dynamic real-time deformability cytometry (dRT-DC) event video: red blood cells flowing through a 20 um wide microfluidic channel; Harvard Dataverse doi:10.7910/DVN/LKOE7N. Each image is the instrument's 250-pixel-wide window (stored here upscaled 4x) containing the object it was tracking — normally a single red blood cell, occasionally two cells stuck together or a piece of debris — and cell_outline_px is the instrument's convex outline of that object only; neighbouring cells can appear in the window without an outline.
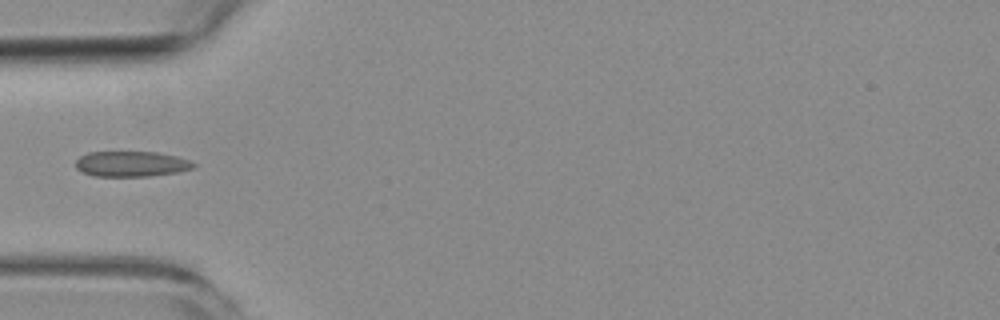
{"species": "common noctule bat (a hibernating species)", "species_latin": "Nyctalus noctula", "temperature_condition": "room temperature", "stored_images_in_passage": 7, "camera_frame_rate_fps": 3000, "um_per_image_px": 0.085, "animal": {"sex": "female", "body_mass_g": 19.3, "forearm_length_mm": 54.1}, "frame": {"image": 1, "passage_image": 3, "time_ms": 5.333, "image_size_px": [1000, 320], "cell_outline_px": [[196, 168], [176, 172], [148, 176], [92, 176], [76, 168], [76, 160], [80, 156], [88, 152], [156, 152], [176, 156], [188, 160], [196, 164]], "centroid_in_image_um": [11.16, 13.93], "position_along_channel_um": 73.8, "area_um2": 17.4}}
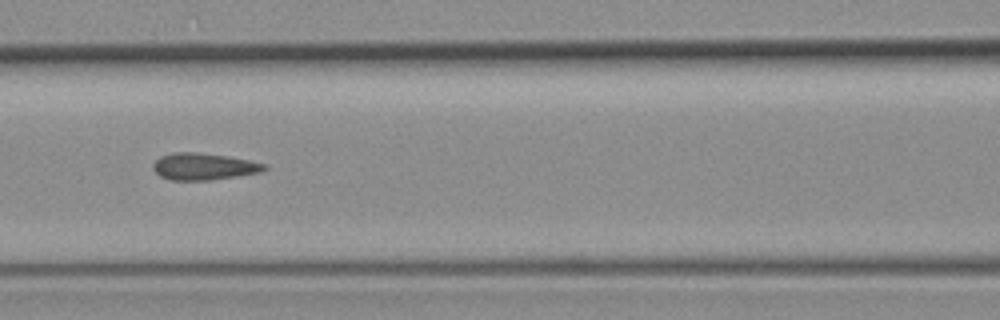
{"frame": {"image": 2, "passage_image": 5, "time_ms": 7.333, "image_size_px": [1000, 320], "cell_outline_px": [[268, 168], [260, 172], [212, 180], [168, 180], [160, 176], [152, 168], [152, 164], [160, 156], [172, 152], [196, 152], [228, 156], [248, 160], [264, 164]], "centroid_in_image_um": [17.27, 14.15], "position_along_channel_um": 149.3, "area_um2": 17.4}}
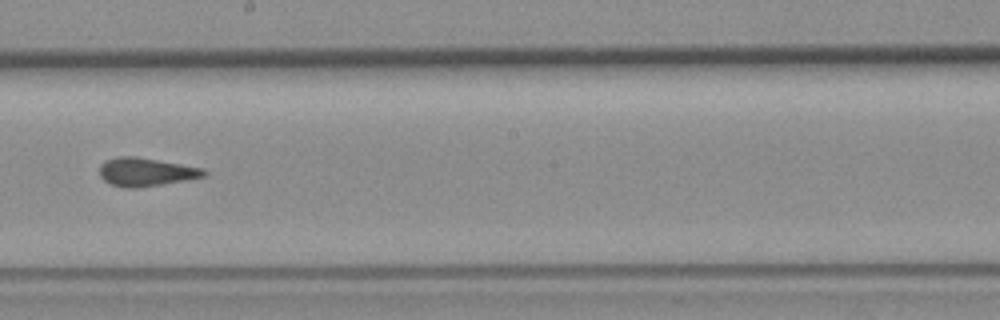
{"frame": {"image": 3, "passage_image": 7, "time_ms": 9.667, "image_size_px": [1000, 320], "cell_outline_px": [[208, 176], [136, 188], [124, 188], [112, 184], [104, 180], [100, 176], [100, 164], [104, 160], [120, 156], [136, 156], [204, 168], [208, 172]], "centroid_in_image_um": [12.41, 14.61], "position_along_channel_um": 235.8, "area_um2": 17.28}}